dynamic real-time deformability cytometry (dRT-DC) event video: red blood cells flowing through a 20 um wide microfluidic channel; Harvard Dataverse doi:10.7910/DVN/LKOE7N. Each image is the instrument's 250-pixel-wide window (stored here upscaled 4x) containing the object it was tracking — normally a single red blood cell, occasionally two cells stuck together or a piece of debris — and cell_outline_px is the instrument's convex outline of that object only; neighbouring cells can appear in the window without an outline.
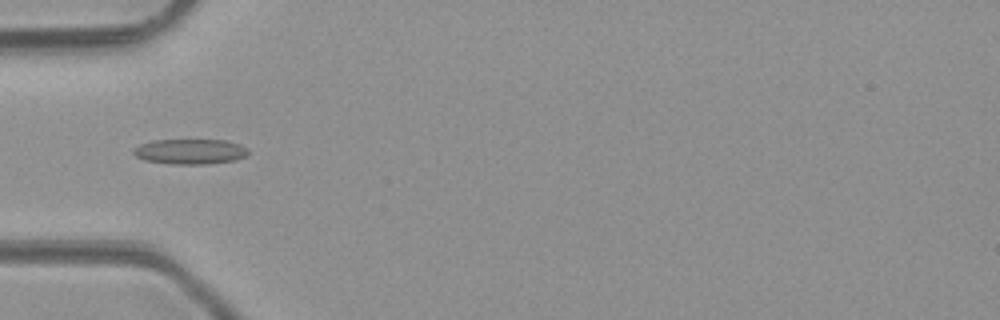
{"species": "common noctule bat (a hibernating species)", "species_latin": "Nyctalus noctula", "temperature_condition": "room temperature", "stored_images_in_passage": 5, "camera_frame_rate_fps": 3000, "um_per_image_px": 0.085, "animal": {"sex": "male", "body_mass_g": 23.1, "forearm_length_mm": 52.7}, "frame": {"image": 1, "passage_image": 5, "time_ms": 5.333, "image_size_px": [1000, 320], "cell_outline_px": [[248, 152], [244, 156], [236, 160], [208, 164], [172, 164], [144, 160], [136, 156], [132, 152], [132, 148], [140, 144], [152, 140], [228, 140], [240, 144], [248, 148]], "centroid_in_image_um": [16.15, 12.88], "position_along_channel_um": 68.8, "area_um2": 16.99}}